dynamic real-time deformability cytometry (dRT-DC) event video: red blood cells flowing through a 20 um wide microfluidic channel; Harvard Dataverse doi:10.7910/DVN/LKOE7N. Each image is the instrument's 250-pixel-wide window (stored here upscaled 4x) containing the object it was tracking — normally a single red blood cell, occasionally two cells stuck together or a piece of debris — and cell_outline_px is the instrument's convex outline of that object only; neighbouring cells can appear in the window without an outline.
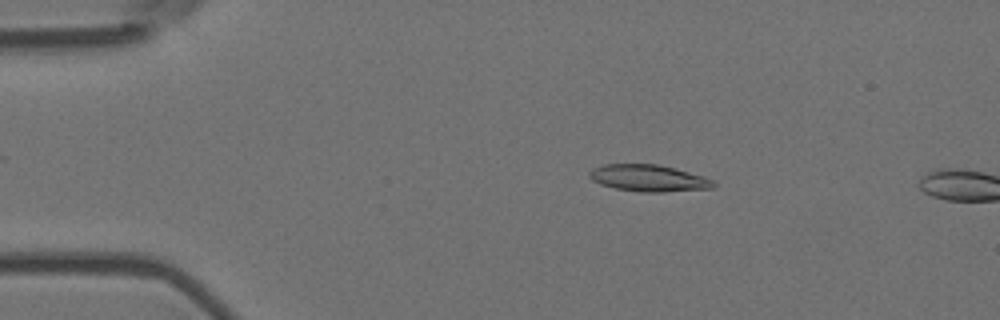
{"species": "Egyptian fruit bat (a non-hibernating species)", "species_latin": "Rousettus aegyptiacus", "temperature_condition": "room temperature", "stored_images_in_passage": 13, "camera_frame_rate_fps": 3000, "um_per_image_px": 0.085, "animal": {"sex": "female"}, "frame": {"image": 1, "passage_image": 10, "time_ms": 3.0, "image_size_px": [1000, 320], "cell_outline_px": [[716, 184], [712, 188], [660, 192], [640, 192], [616, 188], [600, 184], [592, 180], [588, 176], [588, 172], [592, 168], [604, 164], [656, 164], [676, 168], [704, 176], [716, 180]], "centroid_in_image_um": [55.14, 15.13], "position_along_channel_um": 29.9, "area_um2": 19.48}}